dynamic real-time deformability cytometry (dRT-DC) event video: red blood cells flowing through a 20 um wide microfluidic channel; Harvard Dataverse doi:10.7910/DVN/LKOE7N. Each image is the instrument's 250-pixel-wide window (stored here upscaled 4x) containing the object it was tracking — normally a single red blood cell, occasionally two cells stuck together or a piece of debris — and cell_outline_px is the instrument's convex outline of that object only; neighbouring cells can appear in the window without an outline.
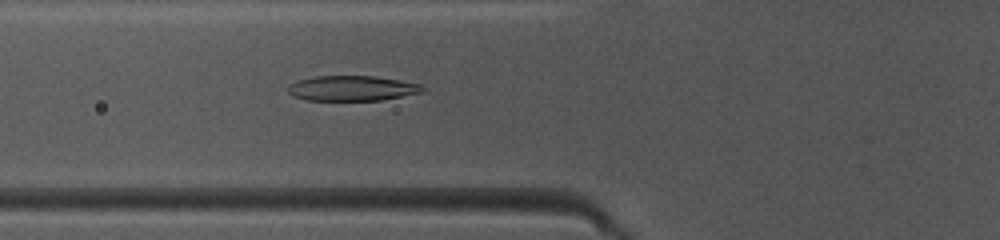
{"species": "common noctule bat (a hibernating species)", "species_latin": "Nyctalus noctula", "temperature_condition": "warm", "stored_images_in_passage": 48, "camera_frame_rate_fps": 3000, "um_per_image_px": 0.085, "animal": {"sex": "female", "body_mass_g": 10.0, "forearm_length_mm": 53.1}, "frame": {"image": 1, "passage_image": 18, "time_ms": 5.667, "image_size_px": [1000, 240], "cell_outline_px": [[424, 92], [380, 100], [308, 100], [292, 96], [288, 92], [288, 84], [296, 80], [316, 76], [376, 76], [420, 84], [424, 88]], "centroid_in_image_um": [29.89, 7.5], "position_along_channel_um": 95.9, "area_um2": 19.71}}
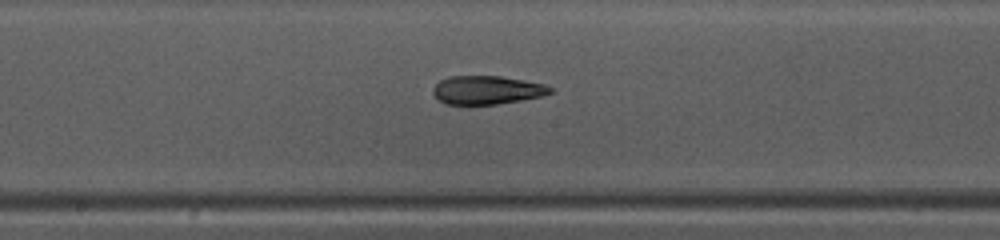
{"frame": {"image": 2, "passage_image": 26, "time_ms": 8.333, "image_size_px": [1000, 240], "cell_outline_px": [[552, 92], [540, 96], [520, 100], [496, 104], [444, 104], [432, 92], [432, 88], [440, 80], [448, 76], [500, 76], [524, 80], [544, 84], [552, 88]], "centroid_in_image_um": [41.36, 7.64], "position_along_channel_um": 206.8, "area_um2": 19.31}}
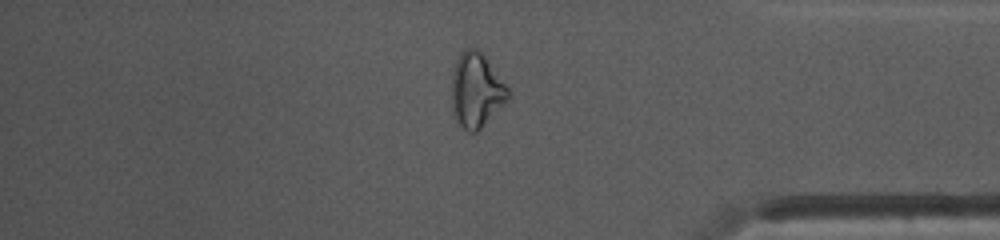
{"frame": {"image": 3, "passage_image": 41, "time_ms": 13.333, "image_size_px": [1000, 240], "cell_outline_px": [[512, 96], [476, 132], [468, 132], [456, 120], [452, 108], [452, 72], [456, 60], [460, 52], [464, 48], [476, 48], [484, 56], [508, 88]], "centroid_in_image_um": [40.47, 7.66], "position_along_channel_um": 394.7, "area_um2": 24.22}, "authors_computed_cell_mechanics": {"area_um2": 21.4149, "velocity_mm_per_s": 4.1149, "shape_relaxation_time_tau1_ms": 8.0412, "shape_relaxation_time_tau2_ms": 2.1275, "deformation_change_tau1": 0.2179, "deformation_change_tau2": 0.1037}}